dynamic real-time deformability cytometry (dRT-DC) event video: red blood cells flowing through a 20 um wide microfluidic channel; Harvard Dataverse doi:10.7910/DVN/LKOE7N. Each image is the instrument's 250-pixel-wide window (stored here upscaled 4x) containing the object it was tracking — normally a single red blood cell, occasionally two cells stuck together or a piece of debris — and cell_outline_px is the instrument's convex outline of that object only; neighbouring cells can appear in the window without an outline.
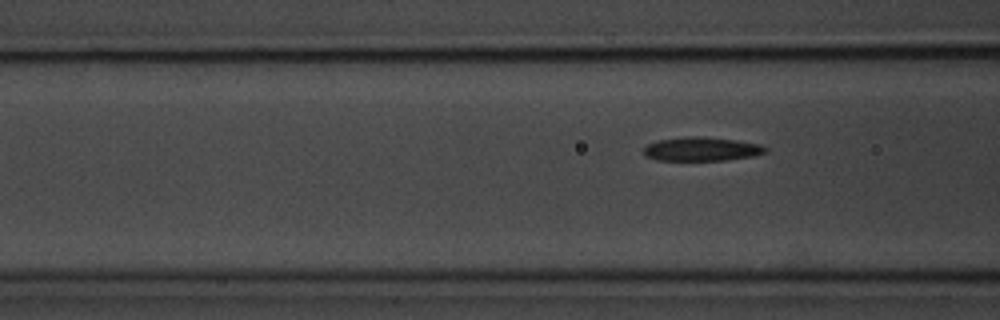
{"species": "common noctule bat (a hibernating species)", "species_latin": "Nyctalus noctula", "temperature_condition": "room temperature", "stored_images_in_passage": 6, "segment_of_instrument_passage": [2, 2], "camera_frame_rate_fps": 3000, "um_per_image_px": 0.085, "animal": {"sex": "male", "body_mass_g": 20.1, "forearm_length_mm": 53.5}, "frame": {"image": 1, "passage_image": 6, "time_ms": 6.667, "image_size_px": [1000, 320], "cell_outline_px": [[768, 148], [764, 152], [752, 156], [724, 160], [656, 160], [644, 156], [644, 148], [648, 144], [656, 140], [688, 136], [704, 136], [736, 140], [760, 144]], "centroid_in_image_um": [59.59, 12.66], "position_along_channel_um": 107.0, "area_um2": 16.94}}